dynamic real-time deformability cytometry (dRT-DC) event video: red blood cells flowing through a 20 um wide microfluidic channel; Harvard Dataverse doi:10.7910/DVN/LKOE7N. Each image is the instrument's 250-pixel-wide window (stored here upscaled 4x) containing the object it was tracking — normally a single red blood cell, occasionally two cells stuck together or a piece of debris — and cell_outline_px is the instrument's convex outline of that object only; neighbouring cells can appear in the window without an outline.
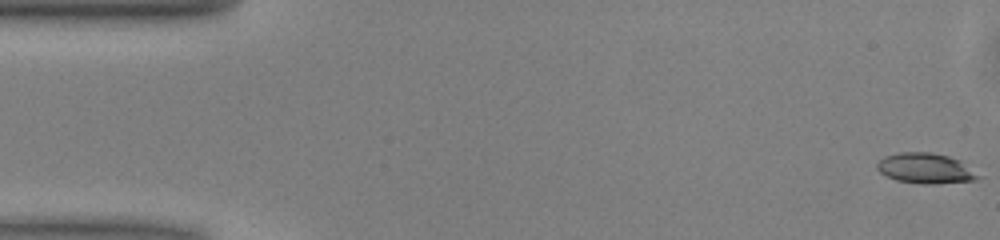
{"species": "common noctule bat (a hibernating species)", "species_latin": "Nyctalus noctula", "temperature_condition": "warm", "stored_images_in_passage": 12, "camera_frame_rate_fps": 3000, "um_per_image_px": 0.085, "animal": {"sex": "male", "body_mass_g": 13.0, "forearm_length_mm": 53.1}, "frame": {"image": 1, "passage_image": 1, "time_ms": 0.0, "image_size_px": [1000, 240], "cell_outline_px": [[984, 176], [976, 180], [932, 184], [924, 184], [896, 180], [880, 172], [876, 168], [876, 164], [884, 156], [896, 152], [932, 152], [948, 156], [960, 160]], "centroid_in_image_um": [78.71, 14.3], "position_along_channel_um": 6.3, "area_um2": 18.09}}